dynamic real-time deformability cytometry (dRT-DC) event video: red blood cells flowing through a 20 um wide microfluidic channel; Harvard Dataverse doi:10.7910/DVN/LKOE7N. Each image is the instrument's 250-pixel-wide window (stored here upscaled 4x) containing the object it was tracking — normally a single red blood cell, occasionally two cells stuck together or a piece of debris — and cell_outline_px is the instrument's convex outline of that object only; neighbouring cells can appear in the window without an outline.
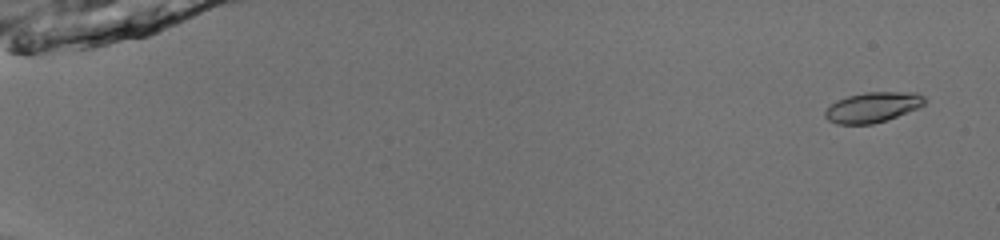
{"species": "common noctule bat (a hibernating species)", "species_latin": "Nyctalus noctula", "temperature_condition": "room temperature", "stored_images_in_passage": 14, "camera_frame_rate_fps": 3000, "um_per_image_px": 0.085, "animal": {"sex": "male", "body_mass_g": 13.0, "forearm_length_mm": 53.1}, "frame": {"image": 1, "passage_image": 3, "time_ms": 0.667, "image_size_px": [1000, 240], "cell_outline_px": [[928, 100], [924, 104], [916, 108], [888, 120], [872, 124], [836, 124], [828, 120], [824, 116], [824, 112], [836, 100], [848, 96], [864, 92], [916, 92], [924, 96]], "centroid_in_image_um": [74.18, 9.11], "position_along_channel_um": 10.8, "area_um2": 17.57}}